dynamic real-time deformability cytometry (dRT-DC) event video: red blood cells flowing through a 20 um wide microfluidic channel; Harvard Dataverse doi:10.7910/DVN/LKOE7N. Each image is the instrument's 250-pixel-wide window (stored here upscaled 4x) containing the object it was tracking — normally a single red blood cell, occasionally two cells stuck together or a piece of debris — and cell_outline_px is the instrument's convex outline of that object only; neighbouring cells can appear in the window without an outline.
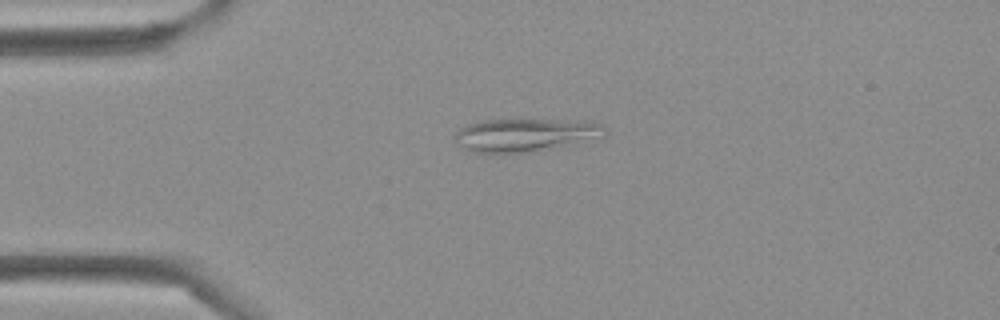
{"species": "Egyptian fruit bat (a non-hibernating species)", "species_latin": "Rousettus aegyptiacus", "temperature_condition": "cold", "stored_images_in_passage": 43, "camera_frame_rate_fps": 3000, "um_per_image_px": 0.085, "frame": {"image": 1, "passage_image": 10, "time_ms": 3.0, "image_size_px": [1000, 320], "cell_outline_px": [[608, 136], [528, 152], [472, 152], [456, 144], [452, 136], [460, 128], [468, 124], [480, 120], [588, 120], [604, 124], [608, 132]], "centroid_in_image_um": [44.67, 11.45], "position_along_channel_um": 40.3, "area_um2": 28.96}}
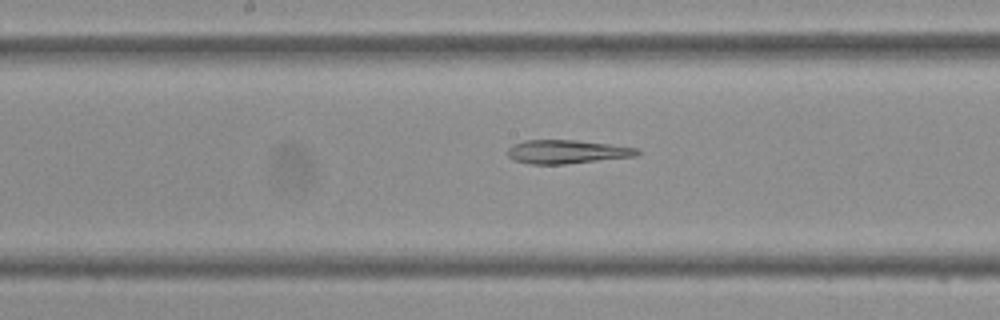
{"frame": {"image": 2, "passage_image": 22, "time_ms": 7.0, "image_size_px": [1000, 320], "cell_outline_px": [[640, 152], [636, 156], [564, 164], [528, 164], [512, 160], [508, 156], [508, 148], [512, 144], [524, 140], [576, 140], [640, 148]], "centroid_in_image_um": [48.15, 12.9], "position_along_channel_um": 200.0, "area_um2": 17.92}}
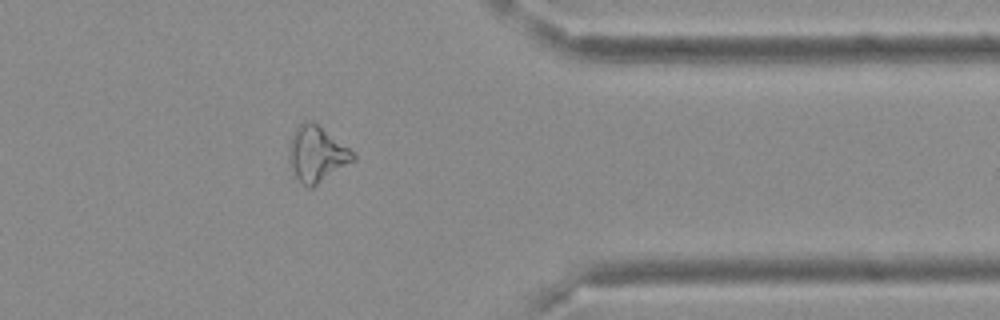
{"frame": {"image": 3, "passage_image": 35, "time_ms": 11.333, "image_size_px": [1000, 320], "cell_outline_px": [[356, 160], [312, 188], [308, 188], [296, 176], [288, 160], [288, 144], [296, 128], [304, 120], [312, 120], [348, 148], [356, 156]], "centroid_in_image_um": [26.91, 13.09], "position_along_channel_um": 384.5, "area_um2": 20.63}}